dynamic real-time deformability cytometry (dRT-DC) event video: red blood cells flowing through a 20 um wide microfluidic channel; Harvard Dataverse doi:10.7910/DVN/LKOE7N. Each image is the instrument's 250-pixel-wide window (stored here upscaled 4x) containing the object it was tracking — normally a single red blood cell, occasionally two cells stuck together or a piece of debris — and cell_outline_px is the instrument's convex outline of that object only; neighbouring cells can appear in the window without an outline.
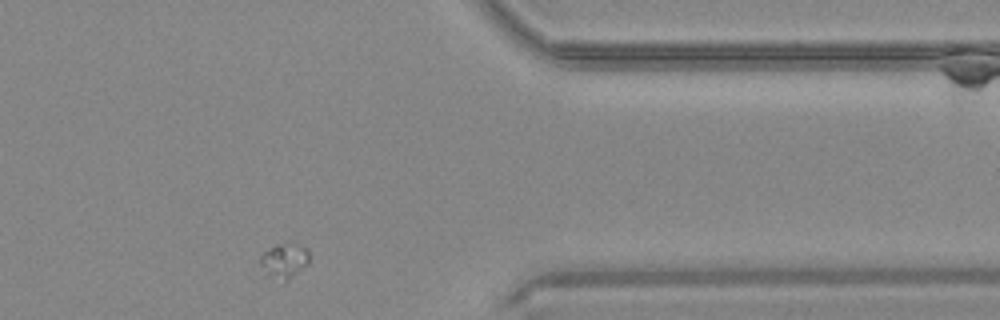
{"species": "common noctule bat (a hibernating species)", "species_latin": "Nyctalus noctula", "temperature_condition": "warm", "stored_images_in_passage": 30, "camera_frame_rate_fps": 3000, "um_per_image_px": 0.085, "animal": {"sex": "male", "body_mass_g": 20.4}, "frame": {"image": 1, "passage_image": 30, "time_ms": 9.667, "image_size_px": [1000, 320], "cell_outline_px": [[308, 264], [284, 284], [268, 276], [260, 264], [260, 256], [264, 252], [276, 244], [300, 244], [308, 248]], "centroid_in_image_um": [24.17, 22.2], "position_along_channel_um": 387.2, "area_um2": 10.12}}